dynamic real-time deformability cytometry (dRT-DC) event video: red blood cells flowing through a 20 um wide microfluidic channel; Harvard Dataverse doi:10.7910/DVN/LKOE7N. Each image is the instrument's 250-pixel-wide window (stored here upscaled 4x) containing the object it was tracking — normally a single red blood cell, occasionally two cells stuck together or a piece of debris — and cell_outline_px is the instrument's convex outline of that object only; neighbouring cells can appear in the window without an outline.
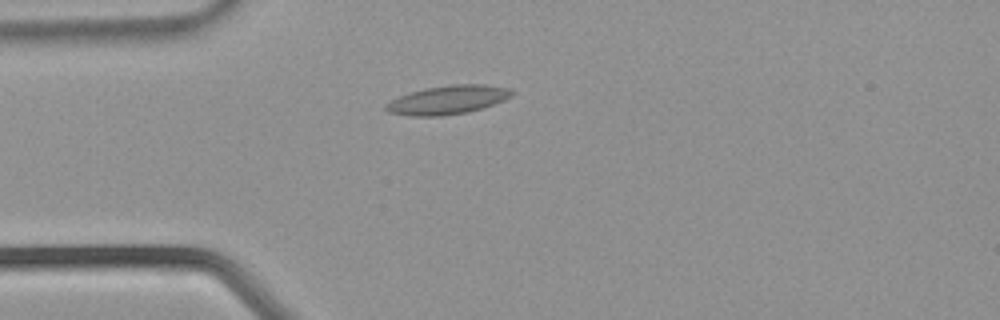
{"species": "common noctule bat (a hibernating species)", "species_latin": "Nyctalus noctula", "temperature_condition": "warm", "stored_images_in_passage": 36, "camera_frame_rate_fps": 3000, "um_per_image_px": 0.085, "animal": {"sex": "male", "body_mass_g": 21.5, "forearm_length_mm": 52.0}, "frame": {"image": 1, "passage_image": 8, "time_ms": 2.333, "image_size_px": [1000, 320], "cell_outline_px": [[516, 92], [512, 96], [504, 100], [468, 112], [440, 116], [412, 116], [388, 112], [384, 108], [384, 104], [400, 96], [424, 88], [452, 84], [484, 84], [508, 88]], "centroid_in_image_um": [38.06, 8.48], "position_along_channel_um": 46.9, "area_um2": 20.98}}
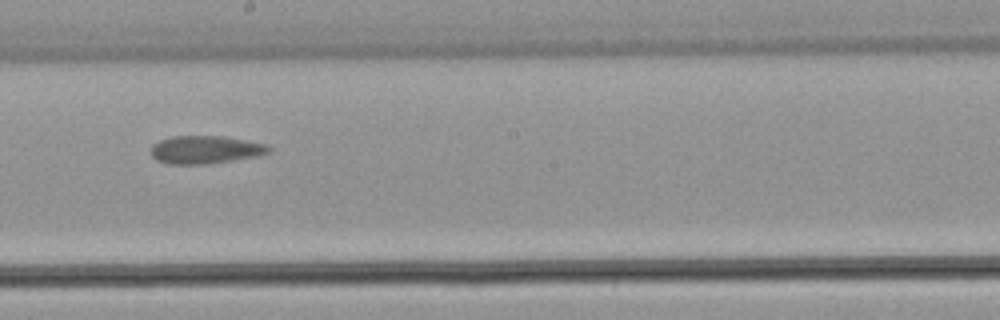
{"frame": {"image": 2, "passage_image": 19, "time_ms": 6.0, "image_size_px": [1000, 320], "cell_outline_px": [[272, 152], [256, 156], [208, 164], [168, 164], [156, 160], [152, 156], [152, 144], [160, 140], [172, 136], [224, 136], [268, 144], [272, 148]], "centroid_in_image_um": [17.48, 12.72], "position_along_channel_um": 230.7, "area_um2": 19.31}}
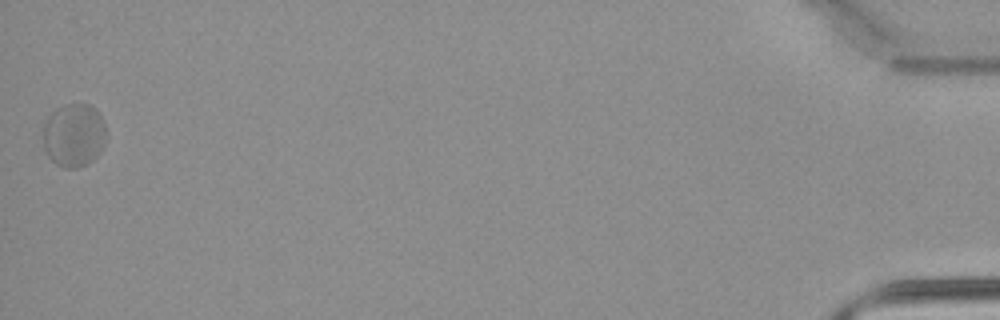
{"frame": {"image": 3, "passage_image": 36, "time_ms": 11.667, "image_size_px": [1000, 320], "cell_outline_px": [[104, 148], [92, 160], [76, 168], [64, 168], [56, 164], [48, 156], [44, 148], [44, 124], [48, 116], [56, 108], [64, 104], [88, 104], [96, 108], [104, 120]], "centroid_in_image_um": [6.28, 11.47], "position_along_channel_um": 428.9, "area_um2": 23.29}}